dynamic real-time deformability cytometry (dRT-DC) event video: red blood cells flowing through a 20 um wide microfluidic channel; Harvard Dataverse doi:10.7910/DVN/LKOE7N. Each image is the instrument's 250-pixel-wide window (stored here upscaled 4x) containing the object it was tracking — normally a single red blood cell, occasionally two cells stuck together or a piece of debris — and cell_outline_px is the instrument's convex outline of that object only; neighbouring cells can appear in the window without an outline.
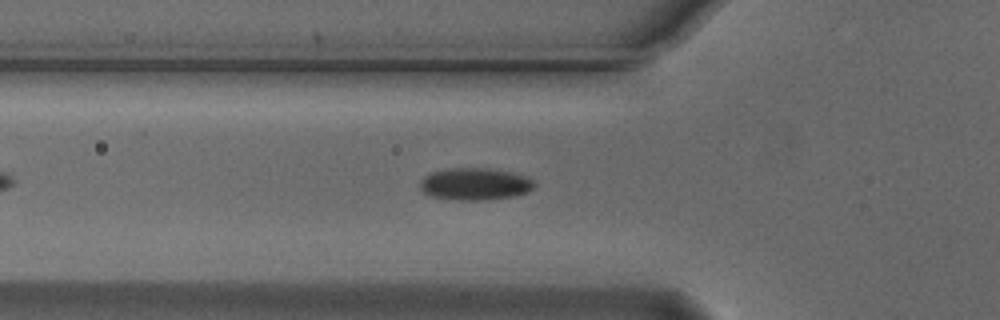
{"species": "Egyptian fruit bat (a non-hibernating species)", "species_latin": "Rousettus aegyptiacus", "temperature_condition": "cold", "stored_images_in_passage": 12, "camera_frame_rate_fps": 3000, "um_per_image_px": 0.085, "animal": {"sex": "male"}, "frame": {"image": 1, "passage_image": 10, "time_ms": 3.0, "image_size_px": [1000, 320], "cell_outline_px": [[536, 184], [528, 192], [512, 196], [484, 200], [460, 200], [428, 196], [420, 188], [420, 180], [424, 176], [432, 172], [444, 168], [488, 168], [512, 172], [528, 176]], "centroid_in_image_um": [40.36, 15.63], "position_along_channel_um": 85.4, "area_um2": 21.56}}